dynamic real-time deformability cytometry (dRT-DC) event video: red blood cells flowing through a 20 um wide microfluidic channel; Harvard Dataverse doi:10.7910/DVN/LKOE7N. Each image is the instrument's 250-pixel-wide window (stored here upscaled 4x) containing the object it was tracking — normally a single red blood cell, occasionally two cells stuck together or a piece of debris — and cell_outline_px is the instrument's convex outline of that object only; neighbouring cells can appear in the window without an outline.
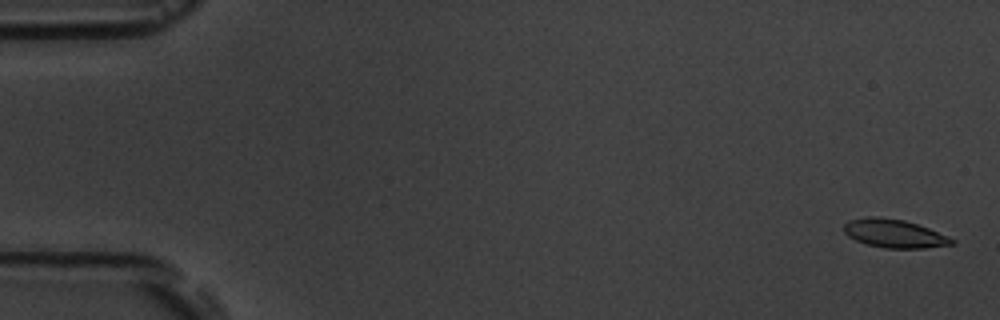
{"species": "common noctule bat (a hibernating species)", "species_latin": "Nyctalus noctula", "temperature_condition": "room temperature", "stored_images_in_passage": 10, "camera_frame_rate_fps": 3000, "um_per_image_px": 0.085, "animal": {"sex": "male", "body_mass_g": 19.5, "forearm_length_mm": 54.6}, "frame": {"image": 1, "passage_image": 1, "time_ms": 0.0, "image_size_px": [1000, 320], "cell_outline_px": [[956, 244], [924, 248], [884, 248], [868, 244], [856, 240], [848, 236], [844, 232], [844, 224], [848, 220], [868, 216], [876, 216], [904, 220], [928, 228], [948, 236], [956, 240]], "centroid_in_image_um": [76.02, 19.84], "position_along_channel_um": 9.0, "area_um2": 17.86}}
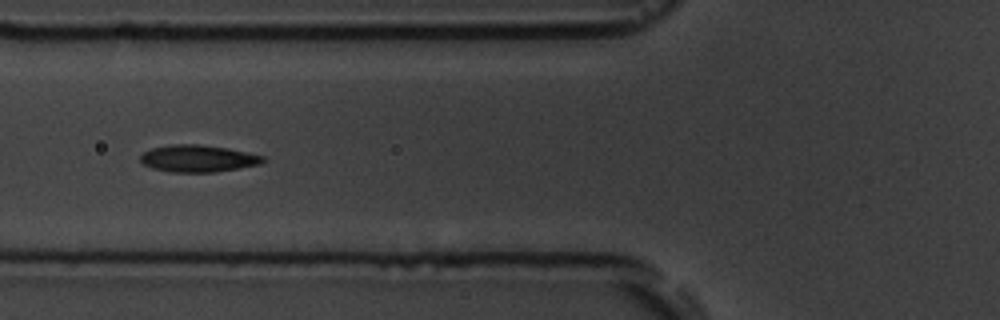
{"frame": {"image": 2, "passage_image": 7, "time_ms": 6.667, "image_size_px": [1000, 320], "cell_outline_px": [[268, 160], [260, 164], [212, 172], [172, 172], [152, 168], [144, 164], [140, 160], [140, 156], [144, 152], [152, 148], [172, 144], [200, 144], [228, 148], [248, 152], [264, 156]], "centroid_in_image_um": [16.85, 13.46], "position_along_channel_um": 109.0, "area_um2": 19.25}}
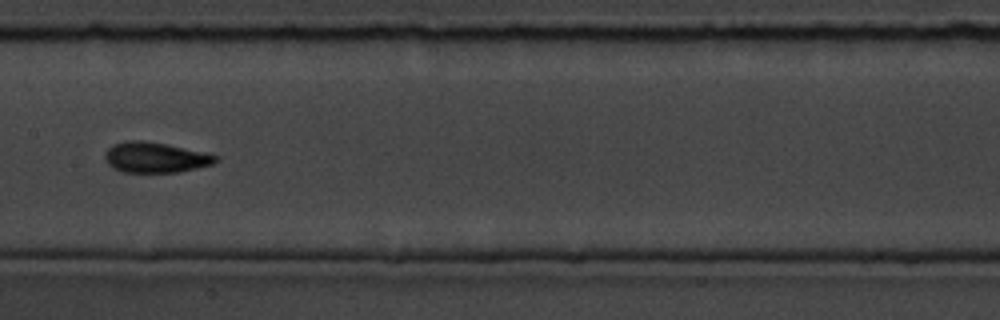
{"frame": {"image": 3, "passage_image": 9, "time_ms": 9.0, "image_size_px": [1000, 320], "cell_outline_px": [[220, 160], [212, 164], [180, 172], [120, 172], [112, 168], [104, 160], [104, 156], [108, 148], [112, 144], [128, 140], [140, 140], [168, 144], [220, 156]], "centroid_in_image_um": [13.18, 13.38], "position_along_channel_um": 194.2, "area_um2": 19.83}}